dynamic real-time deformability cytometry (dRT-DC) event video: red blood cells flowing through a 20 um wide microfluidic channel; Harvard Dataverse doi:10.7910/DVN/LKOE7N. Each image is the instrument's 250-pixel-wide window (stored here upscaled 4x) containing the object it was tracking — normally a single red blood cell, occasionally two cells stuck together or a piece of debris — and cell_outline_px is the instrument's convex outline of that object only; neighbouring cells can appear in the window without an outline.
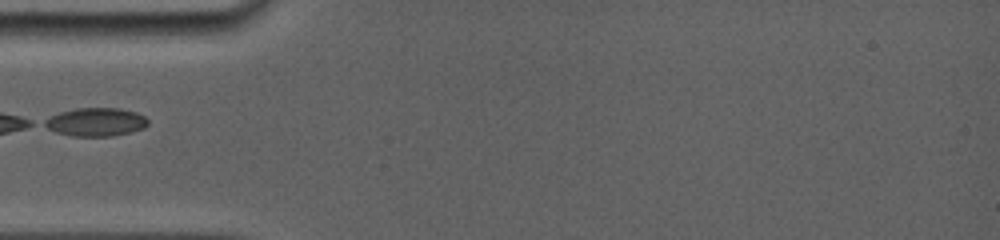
{"species": "common noctule bat (a hibernating species)", "species_latin": "Nyctalus noctula", "temperature_condition": "room temperature", "stored_images_in_passage": 2, "camera_frame_rate_fps": 5000, "um_per_image_px": 0.085, "animal": {"sex": "female", "body_mass_g": 19.0, "forearm_length_mm": 56.7}, "frame": {"image": 1, "passage_image": 1, "time_ms": 0.0, "image_size_px": [1000, 240], "cell_outline_px": [[148, 124], [144, 128], [112, 136], [72, 136], [56, 132], [40, 124], [44, 120], [60, 112], [76, 108], [120, 108], [136, 112], [144, 116], [148, 120]], "centroid_in_image_um": [8.13, 10.37], "position_along_channel_um": 76.9, "area_um2": 17.05}}